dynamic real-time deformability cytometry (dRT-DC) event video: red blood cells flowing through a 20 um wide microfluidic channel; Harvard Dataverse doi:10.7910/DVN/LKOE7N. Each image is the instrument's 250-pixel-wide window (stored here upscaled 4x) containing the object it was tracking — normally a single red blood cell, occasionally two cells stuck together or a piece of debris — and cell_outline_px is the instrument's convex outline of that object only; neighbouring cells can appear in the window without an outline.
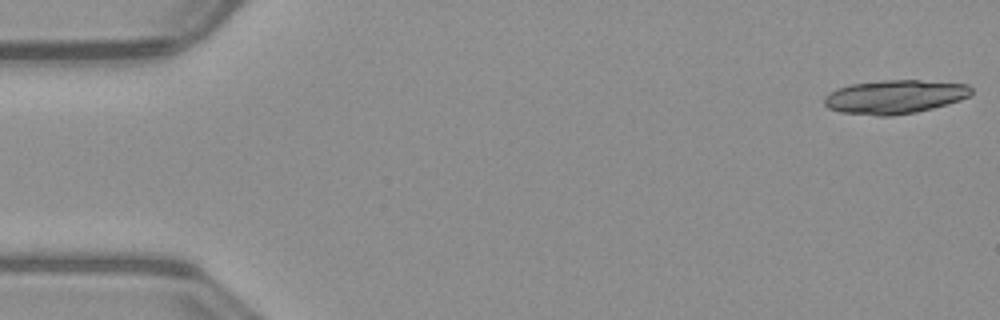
{"species": "common noctule bat (a hibernating species)", "species_latin": "Nyctalus noctula", "temperature_condition": "warm", "stored_images_in_passage": 22, "camera_frame_rate_fps": 3000, "um_per_image_px": 0.085, "animal": {"sex": "male", "body_mass_g": 23.1, "forearm_length_mm": 52.7}, "frame": {"image": 1, "passage_image": 1, "time_ms": 0.0, "image_size_px": [1000, 320], "cell_outline_px": [[972, 92], [968, 96], [960, 100], [948, 104], [916, 112], [892, 116], [876, 116], [840, 112], [828, 108], [824, 104], [824, 96], [828, 92], [836, 88], [852, 84], [880, 80], [920, 80], [968, 84], [972, 88]], "centroid_in_image_um": [76.02, 8.23], "position_along_channel_um": 9.0, "area_um2": 29.13}}